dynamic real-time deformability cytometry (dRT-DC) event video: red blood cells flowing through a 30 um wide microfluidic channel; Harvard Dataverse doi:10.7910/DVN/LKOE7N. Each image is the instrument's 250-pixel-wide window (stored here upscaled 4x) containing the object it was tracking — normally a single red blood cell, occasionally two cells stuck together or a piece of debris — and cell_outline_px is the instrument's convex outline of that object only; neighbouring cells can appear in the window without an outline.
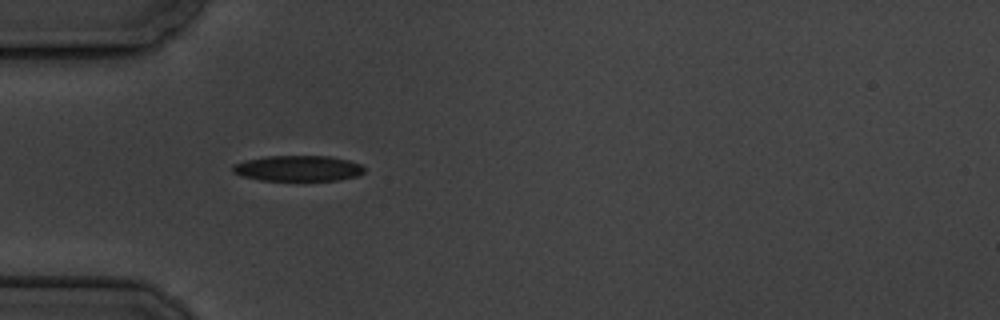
{"species": "common noctule bat (a hibernating species)", "species_latin": "Nyctalus noctula", "temperature_condition": "cold", "stored_images_in_passage": 2, "camera_frame_rate_fps": 3000, "um_per_image_px": 0.085, "animal": {"sex": "male", "body_mass_g": 19.5, "forearm_length_mm": 54.6}, "frame": {"image": 1, "passage_image": 1, "time_ms": 0.0, "image_size_px": [1000, 320], "cell_outline_px": [[364, 172], [356, 176], [336, 180], [260, 180], [240, 176], [232, 172], [232, 164], [244, 160], [264, 156], [328, 156], [348, 160], [360, 164], [364, 168]], "centroid_in_image_um": [25.26, 14.3], "position_along_channel_um": 59.7, "area_um2": 19.71}}